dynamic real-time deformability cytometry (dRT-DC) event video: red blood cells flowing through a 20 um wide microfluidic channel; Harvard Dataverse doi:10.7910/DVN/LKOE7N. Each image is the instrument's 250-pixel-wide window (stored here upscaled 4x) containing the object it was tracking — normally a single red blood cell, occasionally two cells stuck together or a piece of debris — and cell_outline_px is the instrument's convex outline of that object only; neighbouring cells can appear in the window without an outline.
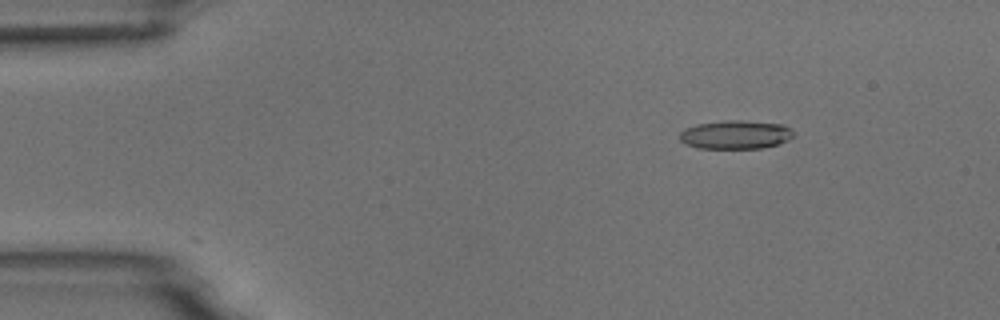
{"species": "common noctule bat (a hibernating species)", "species_latin": "Nyctalus noctula", "temperature_condition": "room temperature", "stored_images_in_passage": 6, "camera_frame_rate_fps": 3000, "um_per_image_px": 0.085, "animal": {"sex": "male", "body_mass_g": 18.8}, "frame": {"image": 1, "passage_image": 3, "time_ms": 2.333, "image_size_px": [1000, 320], "cell_outline_px": [[796, 136], [788, 140], [776, 144], [760, 148], [696, 148], [680, 140], [680, 132], [684, 128], [696, 124], [724, 120], [740, 120], [784, 124], [792, 128], [796, 132]], "centroid_in_image_um": [62.57, 11.43], "position_along_channel_um": 22.4, "area_um2": 19.19}}
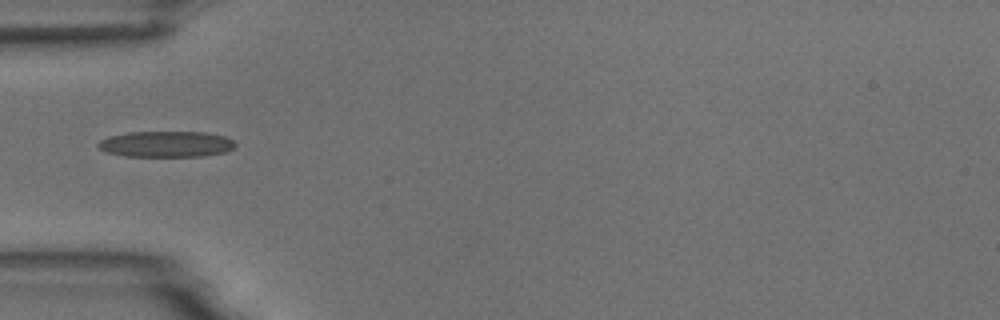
{"frame": {"image": 2, "passage_image": 6, "time_ms": 5.667, "image_size_px": [1000, 320], "cell_outline_px": [[236, 144], [228, 152], [204, 156], [124, 156], [108, 152], [100, 148], [96, 144], [100, 140], [108, 136], [128, 132], [204, 132], [224, 136], [232, 140]], "centroid_in_image_um": [14.13, 12.25], "position_along_channel_um": 70.9, "area_um2": 20.75}}